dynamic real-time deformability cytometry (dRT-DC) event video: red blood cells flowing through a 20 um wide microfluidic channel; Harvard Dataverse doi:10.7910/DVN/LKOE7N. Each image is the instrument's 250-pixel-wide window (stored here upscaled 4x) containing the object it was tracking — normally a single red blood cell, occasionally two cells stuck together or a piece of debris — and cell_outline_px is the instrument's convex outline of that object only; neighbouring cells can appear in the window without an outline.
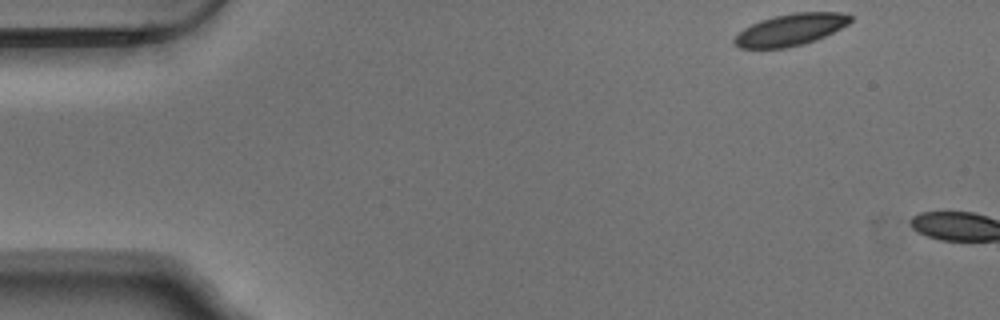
{"species": "Egyptian fruit bat (a non-hibernating species)", "species_latin": "Rousettus aegyptiacus", "temperature_condition": "warm", "stored_images_in_passage": 3, "camera_frame_rate_fps": 3000, "um_per_image_px": 0.085, "animal": {"sex": "male"}, "frame": {"image": 1, "passage_image": 1, "time_ms": 0.0, "image_size_px": [1000, 320], "cell_outline_px": [[852, 20], [848, 24], [816, 40], [804, 44], [788, 48], [740, 48], [732, 44], [732, 40], [744, 28], [760, 20], [792, 12], [840, 12], [852, 16]], "centroid_in_image_um": [67.18, 2.53], "position_along_channel_um": 17.8, "area_um2": 21.5}}